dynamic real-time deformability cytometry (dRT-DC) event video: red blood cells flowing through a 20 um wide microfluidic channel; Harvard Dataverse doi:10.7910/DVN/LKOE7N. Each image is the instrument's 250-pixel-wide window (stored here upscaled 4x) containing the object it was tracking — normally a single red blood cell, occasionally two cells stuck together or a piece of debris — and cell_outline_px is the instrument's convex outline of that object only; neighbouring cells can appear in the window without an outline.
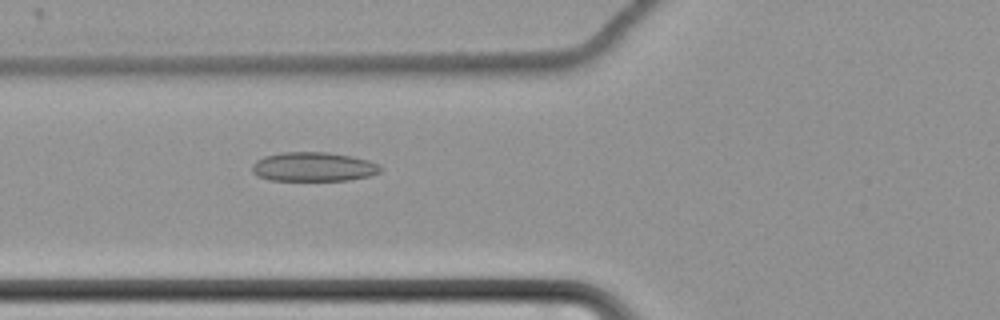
{"species": "common noctule bat (a hibernating species)", "species_latin": "Nyctalus noctula", "temperature_condition": "cold", "stored_images_in_passage": 62, "camera_frame_rate_fps": 3000, "um_per_image_px": 0.085, "animal": {"sex": "female", "body_mass_g": 22.7, "forearm_length_mm": 54.2}, "frame": {"image": 1, "passage_image": 26, "time_ms": 8.333, "image_size_px": [1000, 320], "cell_outline_px": [[384, 168], [380, 172], [368, 176], [348, 180], [268, 180], [256, 176], [252, 172], [252, 164], [256, 160], [264, 156], [280, 152], [328, 152], [352, 156], [368, 160], [380, 164]], "centroid_in_image_um": [26.63, 14.17], "position_along_channel_um": 99.2, "area_um2": 22.08}}
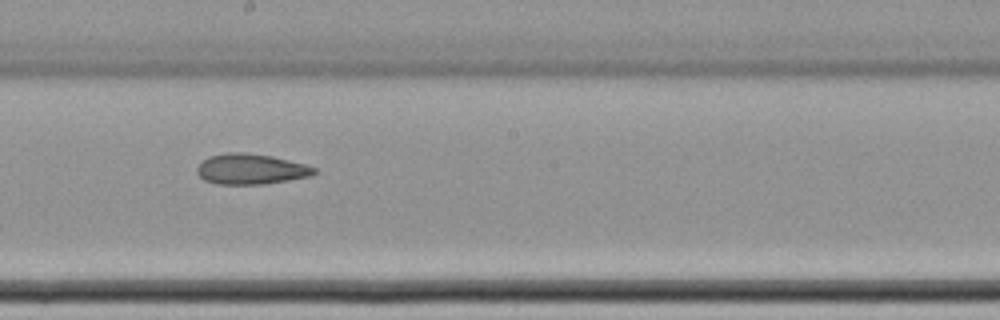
{"frame": {"image": 2, "passage_image": 37, "time_ms": 12.0, "image_size_px": [1000, 320], "cell_outline_px": [[316, 172], [312, 176], [264, 184], [216, 184], [204, 180], [196, 172], [196, 168], [208, 156], [228, 152], [244, 152], [272, 156], [304, 164], [316, 168]], "centroid_in_image_um": [21.31, 14.37], "position_along_channel_um": 226.9, "area_um2": 20.81}}
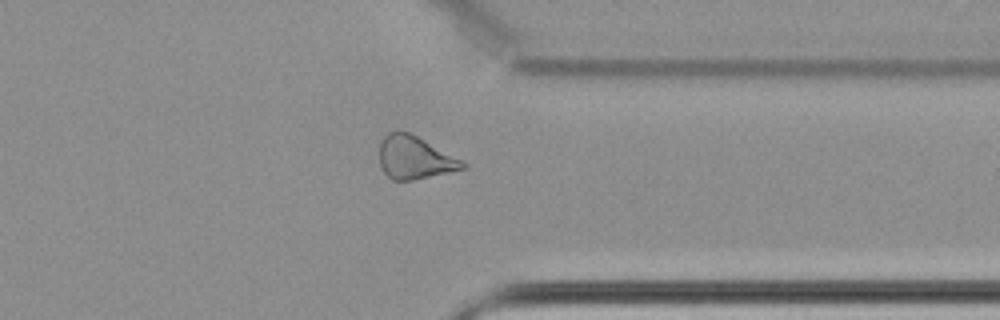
{"frame": {"image": 3, "passage_image": 50, "time_ms": 16.333, "image_size_px": [1000, 320], "cell_outline_px": [[468, 168], [412, 180], [392, 180], [384, 172], [380, 164], [380, 140], [388, 132], [408, 132], [424, 140], [468, 164]], "centroid_in_image_um": [35.23, 13.41], "position_along_channel_um": 376.2, "area_um2": 20.46}, "authors_computed_cell_mechanics": {"area_um2": 23.1778, "velocity_mm_per_s": 3.4765, "shape_relaxation_time_tau1_ms": 8.8121, "shape_relaxation_time_tau2_ms": 6.6987, "deformation_change_tau1": 0.1169, "deformation_change_tau2": 0.1535}}